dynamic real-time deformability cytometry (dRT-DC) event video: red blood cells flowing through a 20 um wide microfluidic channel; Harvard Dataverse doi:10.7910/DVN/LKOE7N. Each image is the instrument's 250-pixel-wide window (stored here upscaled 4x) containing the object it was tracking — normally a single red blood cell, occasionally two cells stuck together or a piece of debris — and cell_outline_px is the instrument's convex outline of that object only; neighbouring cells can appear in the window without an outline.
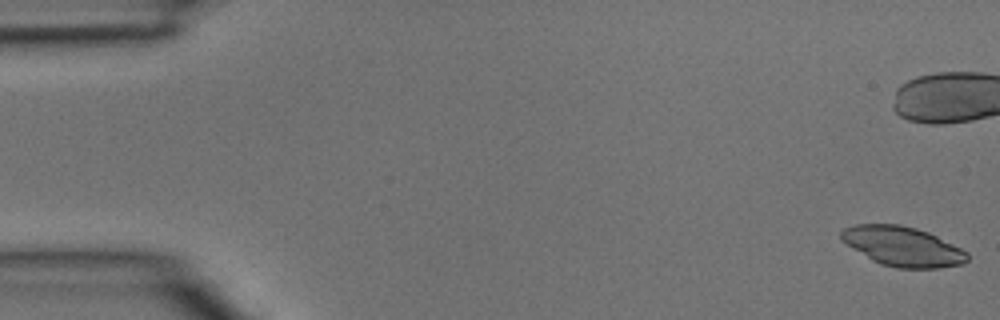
{"species": "common noctule bat (a hibernating species)", "species_latin": "Nyctalus noctula", "temperature_condition": "room temperature", "stored_images_in_passage": 4, "camera_frame_rate_fps": 3000, "um_per_image_px": 0.085, "animal": {"sex": "male", "body_mass_g": 15.6}, "frame": {"image": 1, "passage_image": 1, "time_ms": 0.0, "image_size_px": [1000, 320], "cell_outline_px": [[968, 260], [964, 264], [936, 268], [896, 268], [880, 264], [872, 260], [840, 240], [840, 232], [844, 228], [856, 224], [900, 224], [916, 228], [928, 232], [968, 252]], "centroid_in_image_um": [76.71, 20.94], "position_along_channel_um": 8.3, "area_um2": 29.07}}